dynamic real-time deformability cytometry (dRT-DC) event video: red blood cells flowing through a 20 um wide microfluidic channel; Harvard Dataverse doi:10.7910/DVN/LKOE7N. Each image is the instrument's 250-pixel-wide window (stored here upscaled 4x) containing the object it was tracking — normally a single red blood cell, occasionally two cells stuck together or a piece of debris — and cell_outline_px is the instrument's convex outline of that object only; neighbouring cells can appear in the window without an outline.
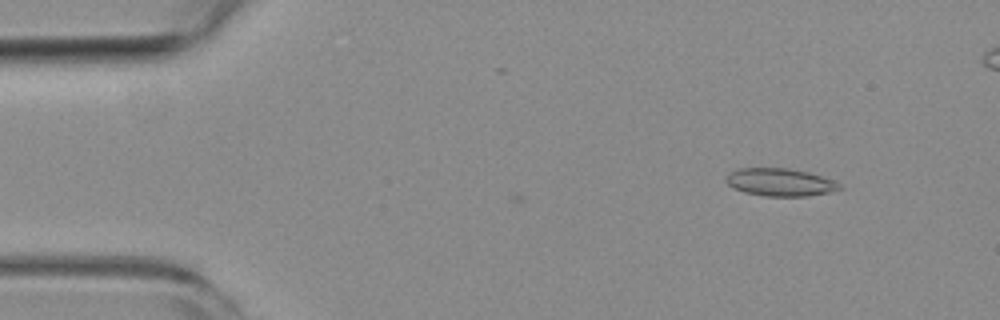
{"species": "common noctule bat (a hibernating species)", "species_latin": "Nyctalus noctula", "temperature_condition": "room temperature", "stored_images_in_passage": 4, "camera_frame_rate_fps": 3000, "um_per_image_px": 0.085, "animal": {"sex": "female", "body_mass_g": 19.3, "forearm_length_mm": 54.1}, "frame": {"image": 1, "passage_image": 1, "time_ms": 0.0, "image_size_px": [1000, 320], "cell_outline_px": [[840, 188], [828, 192], [808, 196], [764, 196], [744, 192], [732, 188], [724, 180], [724, 176], [728, 172], [740, 168], [788, 168], [808, 172], [832, 180], [840, 184]], "centroid_in_image_um": [66.21, 15.48], "position_along_channel_um": 18.8, "area_um2": 18.32}}